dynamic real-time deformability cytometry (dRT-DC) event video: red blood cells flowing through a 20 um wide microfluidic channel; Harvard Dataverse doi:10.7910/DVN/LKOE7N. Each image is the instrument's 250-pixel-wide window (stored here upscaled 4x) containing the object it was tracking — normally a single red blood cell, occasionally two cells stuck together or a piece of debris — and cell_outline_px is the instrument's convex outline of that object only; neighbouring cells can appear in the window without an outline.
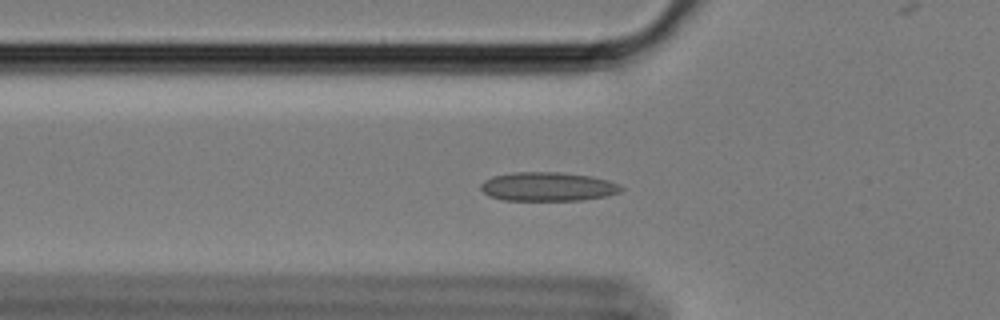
{"species": "Egyptian fruit bat (a non-hibernating species)", "species_latin": "Rousettus aegyptiacus", "temperature_condition": "cold", "stored_images_in_passage": 48, "camera_frame_rate_fps": 3000, "um_per_image_px": 0.085, "animal": {"sex": "female"}, "frame": {"image": 1, "passage_image": 16, "time_ms": 5.0, "image_size_px": [1000, 320], "cell_outline_px": [[624, 188], [620, 192], [608, 196], [580, 200], [504, 200], [488, 196], [480, 188], [480, 184], [484, 180], [492, 176], [512, 172], [560, 172], [592, 176], [608, 180], [620, 184]], "centroid_in_image_um": [46.57, 15.86], "position_along_channel_um": 79.2, "area_um2": 23.87}}
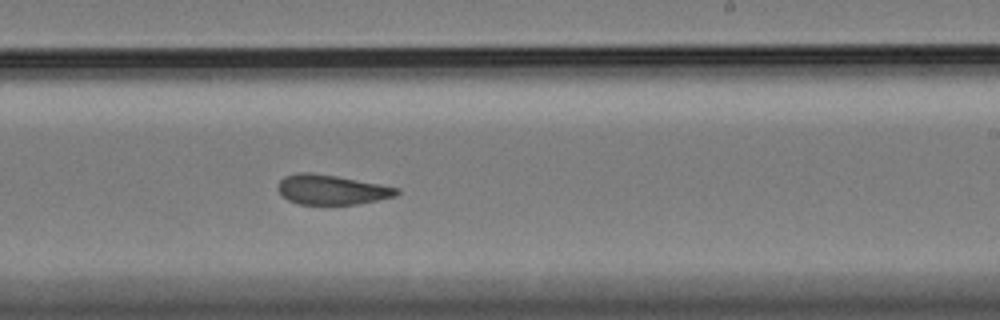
{"frame": {"image": 2, "passage_image": 32, "time_ms": 10.333, "image_size_px": [1000, 320], "cell_outline_px": [[400, 192], [396, 196], [356, 204], [296, 204], [288, 200], [276, 188], [280, 180], [284, 176], [296, 172], [312, 172], [336, 176], [380, 184], [400, 188]], "centroid_in_image_um": [28.16, 16.11], "position_along_channel_um": 260.8, "area_um2": 20.63}}
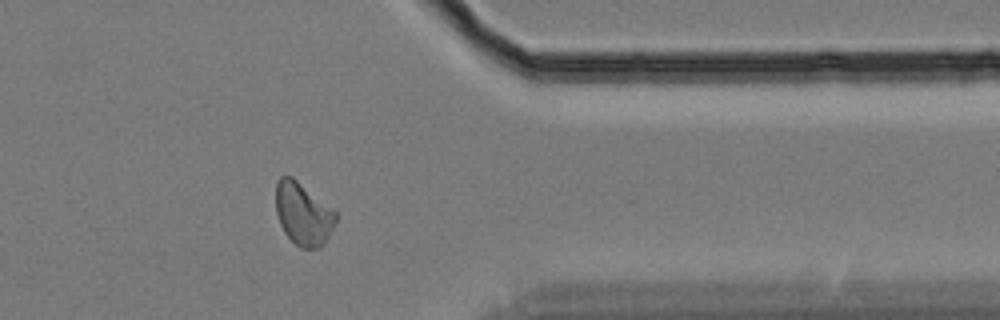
{"frame": {"image": 3, "passage_image": 44, "time_ms": 14.333, "image_size_px": [1000, 320], "cell_outline_px": [[336, 220], [324, 244], [320, 248], [300, 248], [284, 232], [280, 224], [276, 212], [276, 180], [280, 176], [292, 176], [336, 212]], "centroid_in_image_um": [25.74, 18.17], "position_along_channel_um": 385.7, "area_um2": 21.62}}